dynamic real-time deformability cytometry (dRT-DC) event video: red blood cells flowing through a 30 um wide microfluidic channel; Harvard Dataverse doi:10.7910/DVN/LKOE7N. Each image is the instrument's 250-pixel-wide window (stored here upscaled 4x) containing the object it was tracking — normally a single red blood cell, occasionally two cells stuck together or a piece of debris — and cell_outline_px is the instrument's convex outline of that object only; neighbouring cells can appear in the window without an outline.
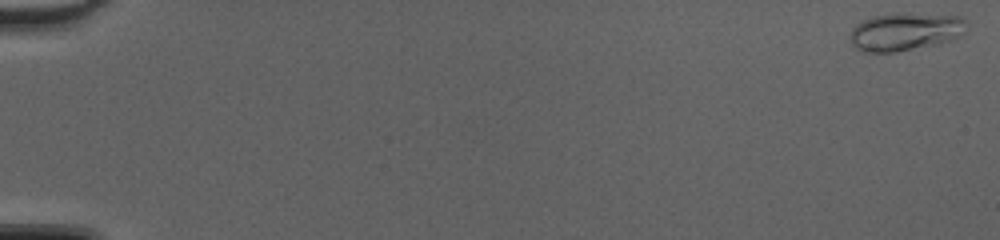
{"species": "common noctule bat (a hibernating species)", "species_latin": "Nyctalus noctula", "temperature_condition": "cold", "stored_images_in_passage": 50, "camera_frame_rate_fps": 3000, "um_per_image_px": 0.085, "animal": {"sex": "female", "body_mass_g": 20.0, "forearm_length_mm": 54.0}, "frame": {"image": 1, "passage_image": 1, "time_ms": 0.0, "image_size_px": [1000, 240], "cell_outline_px": [[968, 24], [964, 32], [960, 36], [940, 44], [896, 52], [864, 52], [856, 48], [852, 44], [852, 28], [856, 24], [864, 20], [876, 16], [892, 12], [912, 12], [960, 16]], "centroid_in_image_um": [76.99, 2.67], "position_along_channel_um": 8.0, "area_um2": 26.13}}
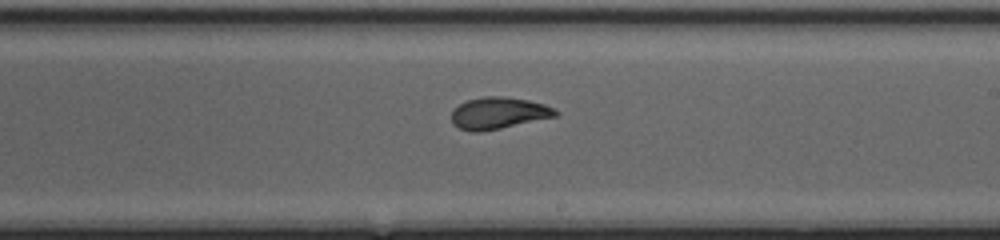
{"frame": {"image": 2, "passage_image": 31, "time_ms": 10.0, "image_size_px": [1000, 240], "cell_outline_px": [[560, 112], [556, 116], [500, 128], [480, 132], [472, 132], [460, 128], [452, 124], [452, 112], [460, 104], [468, 100], [484, 96], [504, 96], [528, 100], [544, 104]], "centroid_in_image_um": [42.36, 9.61], "position_along_channel_um": 246.6, "area_um2": 19.02}}
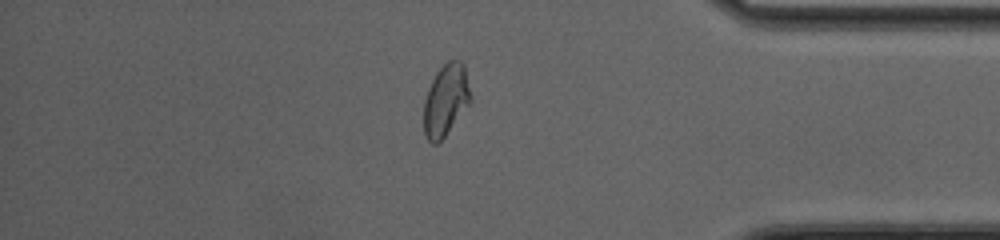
{"frame": {"image": 3, "passage_image": 43, "time_ms": 14.0, "image_size_px": [1000, 240], "cell_outline_px": [[472, 104], [444, 136], [436, 144], [432, 144], [428, 140], [424, 132], [424, 100], [428, 88], [436, 72], [448, 60], [460, 60], [464, 64], [472, 96]], "centroid_in_image_um": [37.93, 8.5], "position_along_channel_um": 397.3, "area_um2": 19.88}, "authors_computed_cell_mechanics": {"area_um2": 19.941, "velocity_mm_per_s": 4.2868, "shape_relaxation_time_tau1_ms": null, "shape_relaxation_time_tau2_ms": 0.7663, "deformation_change_tau1": null, "deformation_change_tau2": 0.0545}}